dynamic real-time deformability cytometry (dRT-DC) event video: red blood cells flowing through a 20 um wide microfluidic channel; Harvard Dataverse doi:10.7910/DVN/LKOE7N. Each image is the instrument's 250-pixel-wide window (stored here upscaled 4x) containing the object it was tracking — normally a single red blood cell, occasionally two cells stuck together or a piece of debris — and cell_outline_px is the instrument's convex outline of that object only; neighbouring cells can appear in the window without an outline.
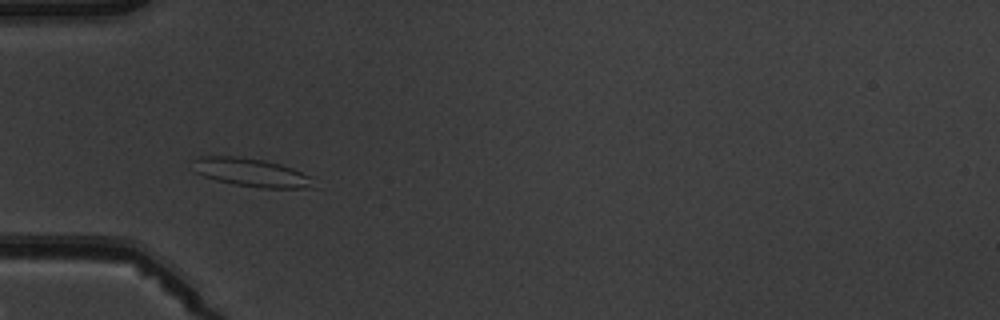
{"species": "common noctule bat (a hibernating species)", "species_latin": "Nyctalus noctula", "temperature_condition": "warm", "stored_images_in_passage": 4, "camera_frame_rate_fps": 3000, "um_per_image_px": 0.085, "animal": {"sex": "male", "body_mass_g": 19.5, "forearm_length_mm": 54.6}, "frame": {"image": 1, "passage_image": 3, "time_ms": 3.333, "image_size_px": [1000, 320], "cell_outline_px": [[316, 188], [260, 188], [236, 184], [216, 180], [204, 176], [196, 172], [192, 160], [200, 156], [240, 156], [264, 160], [280, 164], [292, 168], [312, 176]], "centroid_in_image_um": [21.4, 14.66], "position_along_channel_um": 63.6, "area_um2": 20.06}}
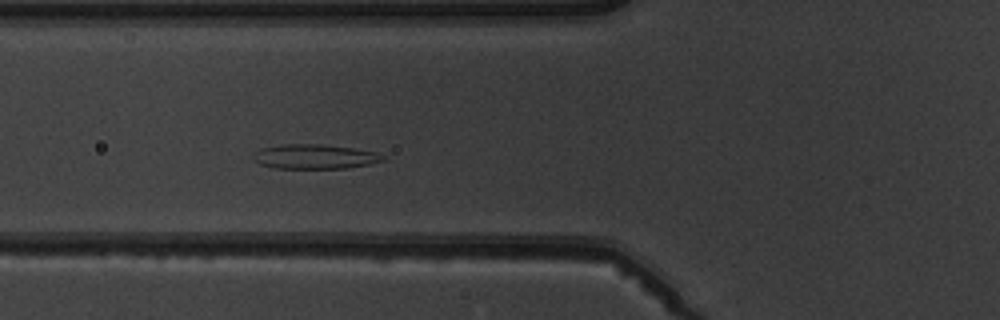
{"frame": {"image": 2, "passage_image": 4, "time_ms": 4.333, "image_size_px": [1000, 320], "cell_outline_px": [[388, 160], [348, 168], [272, 168], [260, 164], [252, 160], [252, 152], [260, 148], [284, 144], [320, 144], [352, 148], [376, 152], [388, 156]], "centroid_in_image_um": [26.74, 13.31], "position_along_channel_um": 99.1, "area_um2": 18.84}}